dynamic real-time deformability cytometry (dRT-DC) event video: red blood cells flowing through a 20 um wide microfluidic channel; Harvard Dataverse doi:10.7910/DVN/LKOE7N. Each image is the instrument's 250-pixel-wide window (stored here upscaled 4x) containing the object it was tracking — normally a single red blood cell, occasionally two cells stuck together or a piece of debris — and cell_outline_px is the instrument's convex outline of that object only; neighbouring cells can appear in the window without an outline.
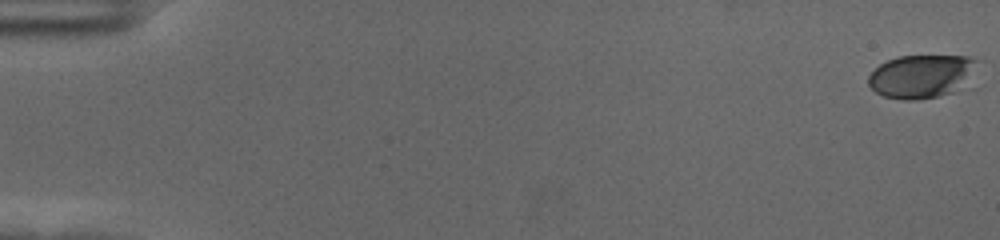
{"species": "human", "species_latin": "Homo sapiens", "temperature_condition": "cold", "stored_images_in_passage": 59, "camera_frame_rate_fps": 3000, "um_per_image_px": 0.085, "donor": {"sex": "female"}, "frame": {"image": 1, "passage_image": 1, "time_ms": 0.0, "image_size_px": [1000, 240], "cell_outline_px": [[976, 88], [940, 96], [916, 100], [900, 100], [884, 96], [876, 92], [868, 84], [868, 76], [880, 64], [888, 60], [900, 56], [968, 56], [976, 60]], "centroid_in_image_um": [78.5, 6.52], "position_along_channel_um": 6.5, "area_um2": 28.78}}
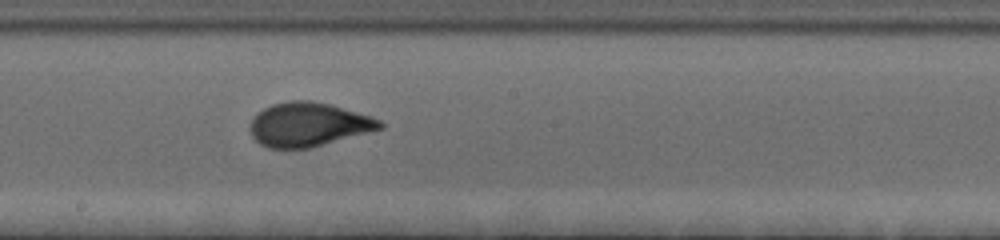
{"frame": {"image": 2, "passage_image": 34, "time_ms": 11.0, "image_size_px": [1000, 240], "cell_outline_px": [[384, 128], [308, 148], [268, 148], [260, 144], [252, 136], [252, 116], [256, 112], [272, 104], [292, 100], [308, 100], [328, 104], [368, 116], [380, 120], [384, 124]], "centroid_in_image_um": [26.18, 10.58], "position_along_channel_um": 222.0, "area_um2": 32.71}}
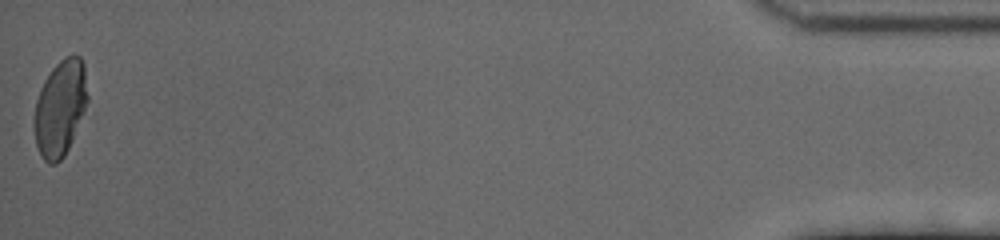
{"frame": {"image": 3, "passage_image": 59, "time_ms": 19.333, "image_size_px": [1000, 240], "cell_outline_px": [[88, 100], [72, 140], [64, 156], [56, 164], [48, 164], [40, 156], [36, 144], [36, 100], [40, 88], [44, 80], [52, 68], [64, 56], [80, 56], [84, 64], [88, 96]], "centroid_in_image_um": [5.13, 9.17], "position_along_channel_um": 430.1, "area_um2": 29.42}, "authors_computed_cell_mechanics": {"area_um2": 31.3276, "velocity_mm_per_s": 3.5353, "shape_relaxation_time_tau1_ms": 3.8037, "shape_relaxation_time_tau2_ms": null, "deformation_change_tau1": 0.1635, "deformation_change_tau2": null}}